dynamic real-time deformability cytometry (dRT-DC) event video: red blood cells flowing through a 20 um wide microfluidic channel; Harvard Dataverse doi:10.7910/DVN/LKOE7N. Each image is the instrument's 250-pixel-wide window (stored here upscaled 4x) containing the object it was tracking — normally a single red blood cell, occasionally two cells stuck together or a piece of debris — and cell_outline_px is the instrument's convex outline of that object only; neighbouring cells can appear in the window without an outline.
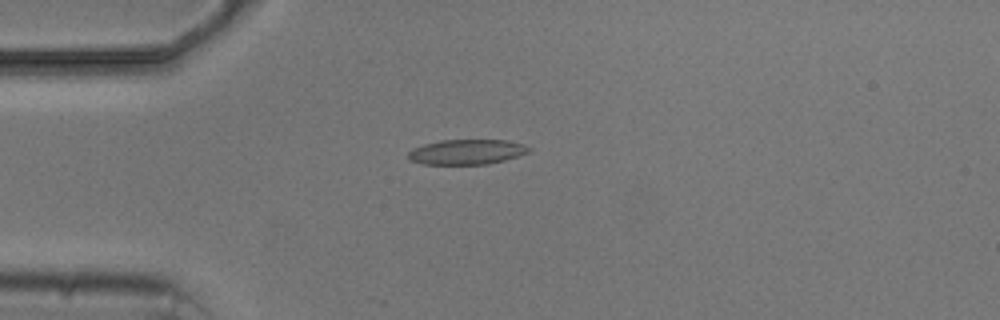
{"species": "common noctule bat (a hibernating species)", "species_latin": "Nyctalus noctula", "temperature_condition": "cold", "stored_images_in_passage": 4, "camera_frame_rate_fps": 3000, "um_per_image_px": 0.085, "animal": {"sex": "male", "body_mass_g": 20.5, "forearm_length_mm": 52.5}, "frame": {"image": 1, "passage_image": 4, "time_ms": 3.333, "image_size_px": [1000, 320], "cell_outline_px": [[532, 148], [528, 152], [504, 160], [488, 164], [420, 164], [408, 160], [408, 152], [412, 148], [424, 144], [440, 140], [508, 140], [524, 144]], "centroid_in_image_um": [39.64, 12.91], "position_along_channel_um": 45.4, "area_um2": 17.69}}